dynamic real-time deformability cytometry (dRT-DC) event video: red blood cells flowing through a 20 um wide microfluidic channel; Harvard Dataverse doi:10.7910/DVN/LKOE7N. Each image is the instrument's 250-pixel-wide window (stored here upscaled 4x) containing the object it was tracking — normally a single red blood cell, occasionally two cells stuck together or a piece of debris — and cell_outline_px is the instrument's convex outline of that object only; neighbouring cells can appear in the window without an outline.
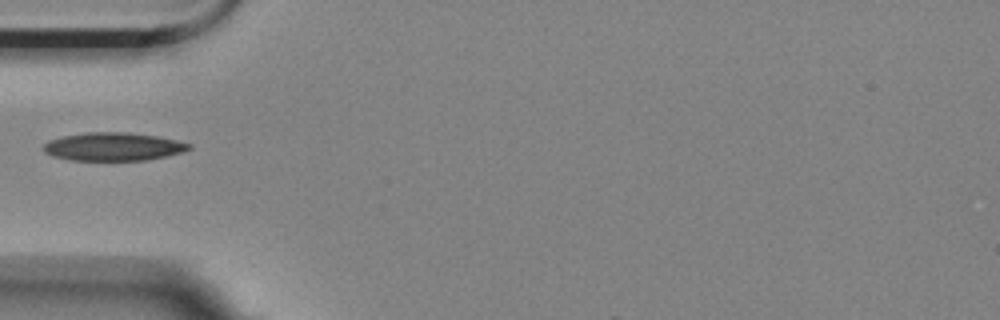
{"species": "Egyptian fruit bat (a non-hibernating species)", "species_latin": "Rousettus aegyptiacus", "temperature_condition": "room temperature", "stored_images_in_passage": 9, "camera_frame_rate_fps": 3000, "um_per_image_px": 0.085, "animal": {"sex": "female"}, "frame": {"image": 1, "passage_image": 1, "time_ms": 0.0, "image_size_px": [1000, 320], "cell_outline_px": [[192, 148], [180, 152], [148, 160], [72, 160], [52, 156], [44, 152], [40, 148], [48, 140], [64, 136], [84, 132], [128, 132], [156, 136], [176, 140], [192, 144]], "centroid_in_image_um": [9.58, 12.46], "position_along_channel_um": 75.4, "area_um2": 23.93}}
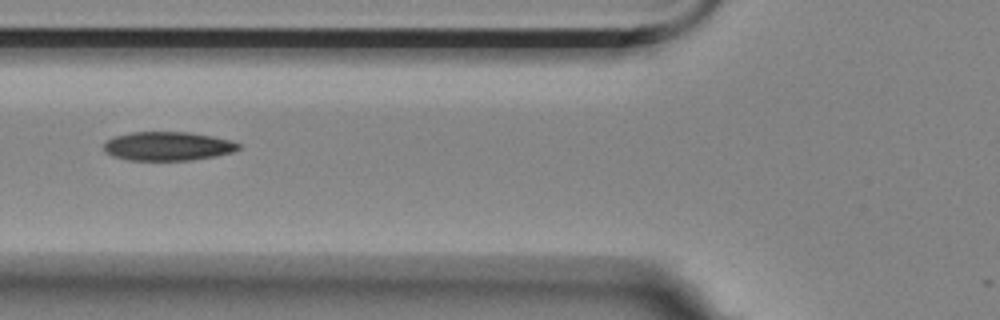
{"frame": {"image": 2, "passage_image": 4, "time_ms": 1.0, "image_size_px": [1000, 320], "cell_outline_px": [[240, 148], [232, 152], [216, 156], [192, 160], [128, 160], [112, 156], [104, 152], [104, 144], [112, 136], [132, 132], [188, 132], [212, 136], [232, 140], [240, 144]], "centroid_in_image_um": [14.25, 12.42], "position_along_channel_um": 111.5, "area_um2": 22.77}}
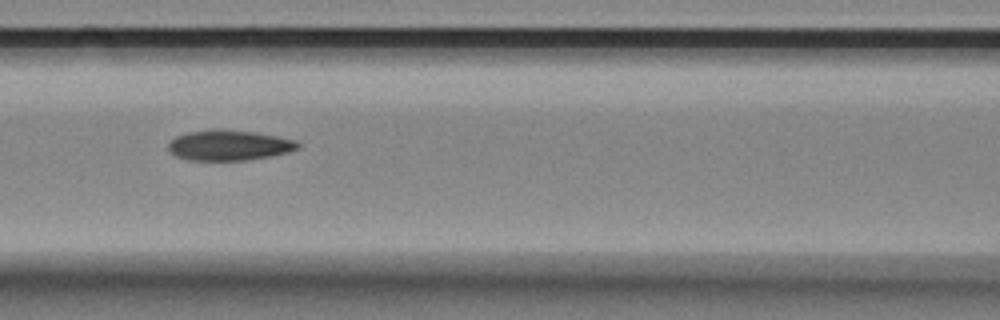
{"frame": {"image": 3, "passage_image": 7, "time_ms": 2.0, "image_size_px": [1000, 320], "cell_outline_px": [[300, 148], [288, 152], [268, 156], [244, 160], [188, 160], [176, 156], [168, 148], [168, 144], [176, 136], [188, 132], [212, 128], [220, 128], [256, 132], [296, 140], [300, 144]], "centroid_in_image_um": [19.47, 12.33], "position_along_channel_um": 147.1, "area_um2": 23.0}}